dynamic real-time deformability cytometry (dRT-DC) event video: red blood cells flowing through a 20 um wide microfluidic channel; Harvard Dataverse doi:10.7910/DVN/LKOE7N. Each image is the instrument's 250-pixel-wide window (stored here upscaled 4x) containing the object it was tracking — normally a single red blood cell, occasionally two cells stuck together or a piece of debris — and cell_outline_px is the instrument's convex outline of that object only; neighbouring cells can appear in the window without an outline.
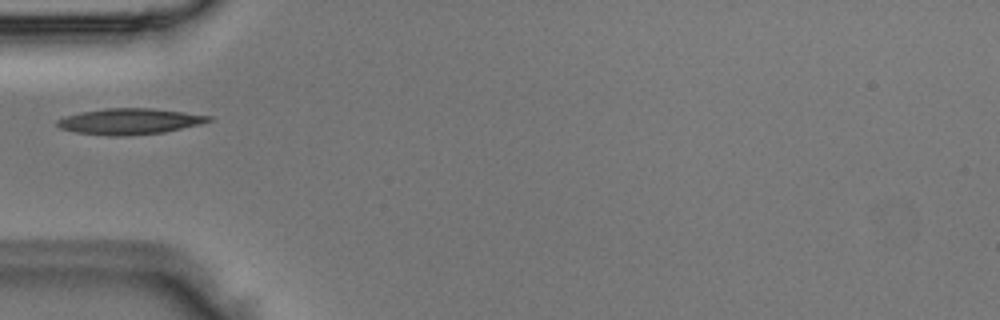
{"species": "Egyptian fruit bat (a non-hibernating species)", "species_latin": "Rousettus aegyptiacus", "temperature_condition": "room temperature", "stored_images_in_passage": 2, "camera_frame_rate_fps": 3000, "um_per_image_px": 0.085, "animal": {"sex": "male"}, "frame": {"image": 1, "passage_image": 1, "time_ms": 0.0, "image_size_px": [1000, 320], "cell_outline_px": [[212, 120], [200, 124], [164, 132], [128, 136], [108, 136], [76, 132], [60, 128], [56, 124], [56, 120], [80, 112], [108, 108], [148, 108], [212, 116]], "centroid_in_image_um": [10.99, 10.33], "position_along_channel_um": 74.0, "area_um2": 22.66}}
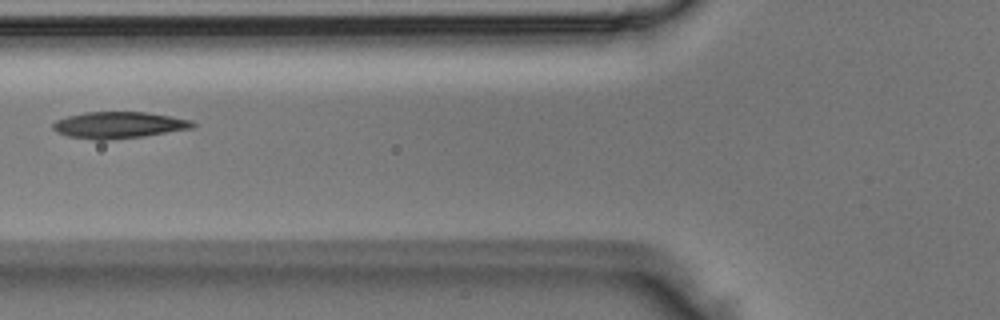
{"frame": {"image": 2, "passage_image": 2, "time_ms": 0.333, "image_size_px": [1000, 320], "cell_outline_px": [[196, 124], [192, 128], [144, 136], [108, 140], [96, 140], [68, 136], [56, 132], [52, 128], [52, 124], [56, 120], [68, 116], [84, 112], [144, 112], [192, 120]], "centroid_in_image_um": [10.06, 10.63], "position_along_channel_um": 115.7, "area_um2": 21.5}}